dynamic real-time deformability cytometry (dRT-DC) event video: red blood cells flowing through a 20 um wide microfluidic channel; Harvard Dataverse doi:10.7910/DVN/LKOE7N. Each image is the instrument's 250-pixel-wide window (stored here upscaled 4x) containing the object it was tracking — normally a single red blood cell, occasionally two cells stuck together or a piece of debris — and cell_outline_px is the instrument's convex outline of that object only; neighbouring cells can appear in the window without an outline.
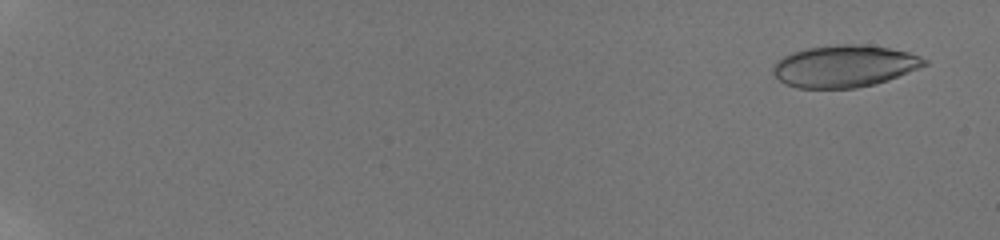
{"species": "human", "species_latin": "Homo sapiens", "temperature_condition": "room temperature", "stored_images_in_passage": 16, "camera_frame_rate_fps": 3000, "um_per_image_px": 0.085, "donor": {"sex": "male"}, "frame": {"image": 1, "passage_image": 2, "time_ms": 0.333, "image_size_px": [1000, 240], "cell_outline_px": [[928, 64], [888, 80], [876, 84], [856, 88], [796, 88], [784, 84], [772, 72], [772, 68], [776, 60], [792, 52], [808, 48], [840, 44], [860, 44], [888, 48], [908, 52], [920, 56], [928, 60]], "centroid_in_image_um": [71.76, 5.63], "position_along_channel_um": 13.2, "area_um2": 37.05}}
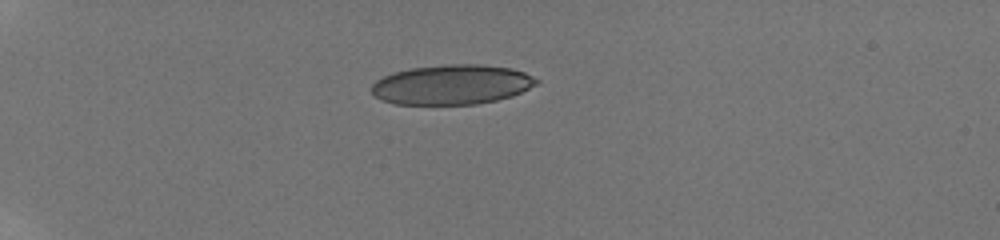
{"frame": {"image": 2, "passage_image": 11, "time_ms": 5.333, "image_size_px": [1000, 240], "cell_outline_px": [[540, 80], [536, 84], [512, 96], [496, 100], [476, 104], [396, 104], [380, 100], [372, 92], [372, 84], [376, 80], [392, 72], [412, 68], [448, 64], [480, 64], [512, 68], [524, 72]], "centroid_in_image_um": [38.4, 7.19], "position_along_channel_um": 46.6, "area_um2": 38.15}}
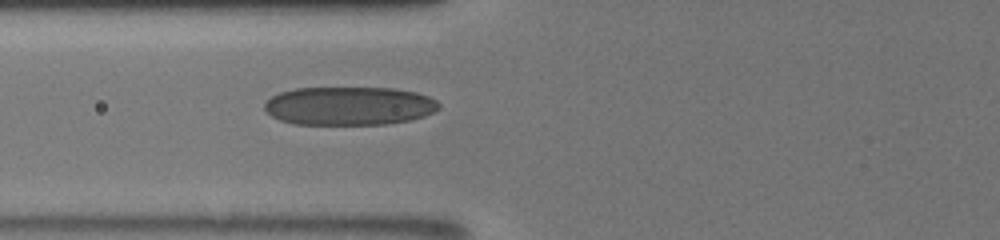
{"frame": {"image": 3, "passage_image": 16, "time_ms": 8.0, "image_size_px": [1000, 240], "cell_outline_px": [[440, 108], [424, 116], [408, 120], [384, 124], [296, 124], [280, 120], [272, 116], [264, 108], [264, 104], [272, 96], [280, 92], [296, 88], [396, 88], [416, 92], [428, 96], [436, 100], [440, 104]], "centroid_in_image_um": [29.69, 8.99], "position_along_channel_um": 96.1, "area_um2": 39.02}}